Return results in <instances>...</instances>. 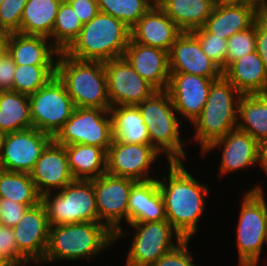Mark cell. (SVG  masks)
Returning <instances> with one entry per match:
<instances>
[{"label": "cell", "mask_w": 267, "mask_h": 266, "mask_svg": "<svg viewBox=\"0 0 267 266\" xmlns=\"http://www.w3.org/2000/svg\"><path fill=\"white\" fill-rule=\"evenodd\" d=\"M63 0H28L23 11L18 33L50 38L56 14Z\"/></svg>", "instance_id": "cell-31"}, {"label": "cell", "mask_w": 267, "mask_h": 266, "mask_svg": "<svg viewBox=\"0 0 267 266\" xmlns=\"http://www.w3.org/2000/svg\"><path fill=\"white\" fill-rule=\"evenodd\" d=\"M253 51H256V21L250 28L234 34L227 40L226 67Z\"/></svg>", "instance_id": "cell-38"}, {"label": "cell", "mask_w": 267, "mask_h": 266, "mask_svg": "<svg viewBox=\"0 0 267 266\" xmlns=\"http://www.w3.org/2000/svg\"><path fill=\"white\" fill-rule=\"evenodd\" d=\"M256 52L262 59L267 73V16L263 13L256 20Z\"/></svg>", "instance_id": "cell-44"}, {"label": "cell", "mask_w": 267, "mask_h": 266, "mask_svg": "<svg viewBox=\"0 0 267 266\" xmlns=\"http://www.w3.org/2000/svg\"><path fill=\"white\" fill-rule=\"evenodd\" d=\"M198 41L203 52L222 70L226 68L227 40L212 33L204 27L190 32Z\"/></svg>", "instance_id": "cell-37"}, {"label": "cell", "mask_w": 267, "mask_h": 266, "mask_svg": "<svg viewBox=\"0 0 267 266\" xmlns=\"http://www.w3.org/2000/svg\"><path fill=\"white\" fill-rule=\"evenodd\" d=\"M168 57L170 73H188L211 79L223 76V70L203 52L199 41L190 32H183L176 39Z\"/></svg>", "instance_id": "cell-18"}, {"label": "cell", "mask_w": 267, "mask_h": 266, "mask_svg": "<svg viewBox=\"0 0 267 266\" xmlns=\"http://www.w3.org/2000/svg\"><path fill=\"white\" fill-rule=\"evenodd\" d=\"M137 181L127 177H117L108 173L93 179L97 212L103 223L114 235L115 240L125 237L121 221L128 223V200L132 186Z\"/></svg>", "instance_id": "cell-11"}, {"label": "cell", "mask_w": 267, "mask_h": 266, "mask_svg": "<svg viewBox=\"0 0 267 266\" xmlns=\"http://www.w3.org/2000/svg\"><path fill=\"white\" fill-rule=\"evenodd\" d=\"M29 208L25 204L0 198V225L14 227Z\"/></svg>", "instance_id": "cell-42"}, {"label": "cell", "mask_w": 267, "mask_h": 266, "mask_svg": "<svg viewBox=\"0 0 267 266\" xmlns=\"http://www.w3.org/2000/svg\"><path fill=\"white\" fill-rule=\"evenodd\" d=\"M258 164L267 174V139L258 143Z\"/></svg>", "instance_id": "cell-46"}, {"label": "cell", "mask_w": 267, "mask_h": 266, "mask_svg": "<svg viewBox=\"0 0 267 266\" xmlns=\"http://www.w3.org/2000/svg\"><path fill=\"white\" fill-rule=\"evenodd\" d=\"M83 23L71 5L63 0L56 14L54 28L50 36L51 42L60 52H64L78 37Z\"/></svg>", "instance_id": "cell-34"}, {"label": "cell", "mask_w": 267, "mask_h": 266, "mask_svg": "<svg viewBox=\"0 0 267 266\" xmlns=\"http://www.w3.org/2000/svg\"><path fill=\"white\" fill-rule=\"evenodd\" d=\"M262 187L259 185H257L256 187L252 188V190L262 199V201L264 202L266 211H267V201L266 198H264V194H263V190L261 189Z\"/></svg>", "instance_id": "cell-50"}, {"label": "cell", "mask_w": 267, "mask_h": 266, "mask_svg": "<svg viewBox=\"0 0 267 266\" xmlns=\"http://www.w3.org/2000/svg\"><path fill=\"white\" fill-rule=\"evenodd\" d=\"M215 7L243 4V0H212Z\"/></svg>", "instance_id": "cell-49"}, {"label": "cell", "mask_w": 267, "mask_h": 266, "mask_svg": "<svg viewBox=\"0 0 267 266\" xmlns=\"http://www.w3.org/2000/svg\"><path fill=\"white\" fill-rule=\"evenodd\" d=\"M147 125L151 145L166 154L169 162H182L186 158L179 131L176 110L167 90H157L137 105Z\"/></svg>", "instance_id": "cell-6"}, {"label": "cell", "mask_w": 267, "mask_h": 266, "mask_svg": "<svg viewBox=\"0 0 267 266\" xmlns=\"http://www.w3.org/2000/svg\"><path fill=\"white\" fill-rule=\"evenodd\" d=\"M0 198L34 207L41 202L30 174L0 169Z\"/></svg>", "instance_id": "cell-33"}, {"label": "cell", "mask_w": 267, "mask_h": 266, "mask_svg": "<svg viewBox=\"0 0 267 266\" xmlns=\"http://www.w3.org/2000/svg\"><path fill=\"white\" fill-rule=\"evenodd\" d=\"M52 140L49 134L34 127L4 134L0 169L30 174Z\"/></svg>", "instance_id": "cell-13"}, {"label": "cell", "mask_w": 267, "mask_h": 266, "mask_svg": "<svg viewBox=\"0 0 267 266\" xmlns=\"http://www.w3.org/2000/svg\"><path fill=\"white\" fill-rule=\"evenodd\" d=\"M30 176L41 196L51 192L53 188L59 191L71 183L74 178L64 145L52 140L38 158Z\"/></svg>", "instance_id": "cell-19"}, {"label": "cell", "mask_w": 267, "mask_h": 266, "mask_svg": "<svg viewBox=\"0 0 267 266\" xmlns=\"http://www.w3.org/2000/svg\"><path fill=\"white\" fill-rule=\"evenodd\" d=\"M18 250L30 261L40 264L46 254L50 225L44 205L30 207L12 227Z\"/></svg>", "instance_id": "cell-16"}, {"label": "cell", "mask_w": 267, "mask_h": 266, "mask_svg": "<svg viewBox=\"0 0 267 266\" xmlns=\"http://www.w3.org/2000/svg\"><path fill=\"white\" fill-rule=\"evenodd\" d=\"M4 135L0 133V156H1V151H2V141H3Z\"/></svg>", "instance_id": "cell-52"}, {"label": "cell", "mask_w": 267, "mask_h": 266, "mask_svg": "<svg viewBox=\"0 0 267 266\" xmlns=\"http://www.w3.org/2000/svg\"><path fill=\"white\" fill-rule=\"evenodd\" d=\"M183 165L182 162H169L168 177L157 178V183L165 203L167 220L183 239L191 240L198 230L209 189L192 177Z\"/></svg>", "instance_id": "cell-1"}, {"label": "cell", "mask_w": 267, "mask_h": 266, "mask_svg": "<svg viewBox=\"0 0 267 266\" xmlns=\"http://www.w3.org/2000/svg\"><path fill=\"white\" fill-rule=\"evenodd\" d=\"M261 15L256 7L247 3L214 6L203 27L209 33L228 40L234 34L250 28Z\"/></svg>", "instance_id": "cell-25"}, {"label": "cell", "mask_w": 267, "mask_h": 266, "mask_svg": "<svg viewBox=\"0 0 267 266\" xmlns=\"http://www.w3.org/2000/svg\"><path fill=\"white\" fill-rule=\"evenodd\" d=\"M130 33L134 42L169 52L183 31L161 8H150L130 29Z\"/></svg>", "instance_id": "cell-22"}, {"label": "cell", "mask_w": 267, "mask_h": 266, "mask_svg": "<svg viewBox=\"0 0 267 266\" xmlns=\"http://www.w3.org/2000/svg\"><path fill=\"white\" fill-rule=\"evenodd\" d=\"M237 129L258 143L267 139V93L244 94L238 104Z\"/></svg>", "instance_id": "cell-29"}, {"label": "cell", "mask_w": 267, "mask_h": 266, "mask_svg": "<svg viewBox=\"0 0 267 266\" xmlns=\"http://www.w3.org/2000/svg\"><path fill=\"white\" fill-rule=\"evenodd\" d=\"M242 94L224 76L214 80L201 114L192 122L202 152L214 141L237 129L238 104Z\"/></svg>", "instance_id": "cell-5"}, {"label": "cell", "mask_w": 267, "mask_h": 266, "mask_svg": "<svg viewBox=\"0 0 267 266\" xmlns=\"http://www.w3.org/2000/svg\"><path fill=\"white\" fill-rule=\"evenodd\" d=\"M167 220L157 179L137 181L128 200V224Z\"/></svg>", "instance_id": "cell-23"}, {"label": "cell", "mask_w": 267, "mask_h": 266, "mask_svg": "<svg viewBox=\"0 0 267 266\" xmlns=\"http://www.w3.org/2000/svg\"><path fill=\"white\" fill-rule=\"evenodd\" d=\"M28 97L33 127L51 137L57 134L76 108L57 75Z\"/></svg>", "instance_id": "cell-9"}, {"label": "cell", "mask_w": 267, "mask_h": 266, "mask_svg": "<svg viewBox=\"0 0 267 266\" xmlns=\"http://www.w3.org/2000/svg\"><path fill=\"white\" fill-rule=\"evenodd\" d=\"M214 80L188 73H170L167 91L177 114L193 122L203 110Z\"/></svg>", "instance_id": "cell-17"}, {"label": "cell", "mask_w": 267, "mask_h": 266, "mask_svg": "<svg viewBox=\"0 0 267 266\" xmlns=\"http://www.w3.org/2000/svg\"><path fill=\"white\" fill-rule=\"evenodd\" d=\"M53 140L64 146L71 144L97 146L107 152L113 141L110 111L76 107Z\"/></svg>", "instance_id": "cell-8"}, {"label": "cell", "mask_w": 267, "mask_h": 266, "mask_svg": "<svg viewBox=\"0 0 267 266\" xmlns=\"http://www.w3.org/2000/svg\"><path fill=\"white\" fill-rule=\"evenodd\" d=\"M28 0H3L0 4V29L18 33L24 7Z\"/></svg>", "instance_id": "cell-40"}, {"label": "cell", "mask_w": 267, "mask_h": 266, "mask_svg": "<svg viewBox=\"0 0 267 266\" xmlns=\"http://www.w3.org/2000/svg\"><path fill=\"white\" fill-rule=\"evenodd\" d=\"M113 242L115 235L100 222L50 226L48 247L41 263L91 258Z\"/></svg>", "instance_id": "cell-4"}, {"label": "cell", "mask_w": 267, "mask_h": 266, "mask_svg": "<svg viewBox=\"0 0 267 266\" xmlns=\"http://www.w3.org/2000/svg\"><path fill=\"white\" fill-rule=\"evenodd\" d=\"M267 244V211L262 199L250 189L242 200L237 226L239 266H256Z\"/></svg>", "instance_id": "cell-10"}, {"label": "cell", "mask_w": 267, "mask_h": 266, "mask_svg": "<svg viewBox=\"0 0 267 266\" xmlns=\"http://www.w3.org/2000/svg\"><path fill=\"white\" fill-rule=\"evenodd\" d=\"M41 35L11 33L9 52L15 65H56L60 51Z\"/></svg>", "instance_id": "cell-26"}, {"label": "cell", "mask_w": 267, "mask_h": 266, "mask_svg": "<svg viewBox=\"0 0 267 266\" xmlns=\"http://www.w3.org/2000/svg\"><path fill=\"white\" fill-rule=\"evenodd\" d=\"M130 38V28L113 16L99 12L83 24L78 37L64 53L79 60L105 62L123 57Z\"/></svg>", "instance_id": "cell-3"}, {"label": "cell", "mask_w": 267, "mask_h": 266, "mask_svg": "<svg viewBox=\"0 0 267 266\" xmlns=\"http://www.w3.org/2000/svg\"><path fill=\"white\" fill-rule=\"evenodd\" d=\"M64 147L74 179L92 180L106 173L107 152L103 148L84 144Z\"/></svg>", "instance_id": "cell-28"}, {"label": "cell", "mask_w": 267, "mask_h": 266, "mask_svg": "<svg viewBox=\"0 0 267 266\" xmlns=\"http://www.w3.org/2000/svg\"><path fill=\"white\" fill-rule=\"evenodd\" d=\"M108 97L112 106H137L157 91L142 78L124 57L104 62Z\"/></svg>", "instance_id": "cell-14"}, {"label": "cell", "mask_w": 267, "mask_h": 266, "mask_svg": "<svg viewBox=\"0 0 267 266\" xmlns=\"http://www.w3.org/2000/svg\"><path fill=\"white\" fill-rule=\"evenodd\" d=\"M221 146L223 152L219 171L222 175L258 164V142L248 133L234 129L211 143L202 154Z\"/></svg>", "instance_id": "cell-21"}, {"label": "cell", "mask_w": 267, "mask_h": 266, "mask_svg": "<svg viewBox=\"0 0 267 266\" xmlns=\"http://www.w3.org/2000/svg\"><path fill=\"white\" fill-rule=\"evenodd\" d=\"M113 139L130 144H151L147 125L137 106H112Z\"/></svg>", "instance_id": "cell-27"}, {"label": "cell", "mask_w": 267, "mask_h": 266, "mask_svg": "<svg viewBox=\"0 0 267 266\" xmlns=\"http://www.w3.org/2000/svg\"><path fill=\"white\" fill-rule=\"evenodd\" d=\"M75 13L79 20L85 24L91 21L98 13V0H66Z\"/></svg>", "instance_id": "cell-43"}, {"label": "cell", "mask_w": 267, "mask_h": 266, "mask_svg": "<svg viewBox=\"0 0 267 266\" xmlns=\"http://www.w3.org/2000/svg\"><path fill=\"white\" fill-rule=\"evenodd\" d=\"M123 57L156 90H167L170 80L167 51L139 44L130 38Z\"/></svg>", "instance_id": "cell-20"}, {"label": "cell", "mask_w": 267, "mask_h": 266, "mask_svg": "<svg viewBox=\"0 0 267 266\" xmlns=\"http://www.w3.org/2000/svg\"><path fill=\"white\" fill-rule=\"evenodd\" d=\"M0 258L8 266L31 263L19 250L12 227L0 225Z\"/></svg>", "instance_id": "cell-39"}, {"label": "cell", "mask_w": 267, "mask_h": 266, "mask_svg": "<svg viewBox=\"0 0 267 266\" xmlns=\"http://www.w3.org/2000/svg\"><path fill=\"white\" fill-rule=\"evenodd\" d=\"M223 76L242 94H266L267 73L256 51L231 62Z\"/></svg>", "instance_id": "cell-24"}, {"label": "cell", "mask_w": 267, "mask_h": 266, "mask_svg": "<svg viewBox=\"0 0 267 266\" xmlns=\"http://www.w3.org/2000/svg\"><path fill=\"white\" fill-rule=\"evenodd\" d=\"M168 0H148L151 8H161Z\"/></svg>", "instance_id": "cell-51"}, {"label": "cell", "mask_w": 267, "mask_h": 266, "mask_svg": "<svg viewBox=\"0 0 267 266\" xmlns=\"http://www.w3.org/2000/svg\"><path fill=\"white\" fill-rule=\"evenodd\" d=\"M213 8L212 0H168L161 7L183 32L203 27Z\"/></svg>", "instance_id": "cell-30"}, {"label": "cell", "mask_w": 267, "mask_h": 266, "mask_svg": "<svg viewBox=\"0 0 267 266\" xmlns=\"http://www.w3.org/2000/svg\"><path fill=\"white\" fill-rule=\"evenodd\" d=\"M129 226L137 233L128 252L126 266H151L183 240L168 220L131 223ZM174 234L176 244L173 243Z\"/></svg>", "instance_id": "cell-12"}, {"label": "cell", "mask_w": 267, "mask_h": 266, "mask_svg": "<svg viewBox=\"0 0 267 266\" xmlns=\"http://www.w3.org/2000/svg\"><path fill=\"white\" fill-rule=\"evenodd\" d=\"M57 57L56 75L75 107L110 110L104 62L79 60L64 52Z\"/></svg>", "instance_id": "cell-2"}, {"label": "cell", "mask_w": 267, "mask_h": 266, "mask_svg": "<svg viewBox=\"0 0 267 266\" xmlns=\"http://www.w3.org/2000/svg\"><path fill=\"white\" fill-rule=\"evenodd\" d=\"M159 155L151 144H130L113 139L107 150L106 173L136 181L157 179L151 178L148 171Z\"/></svg>", "instance_id": "cell-15"}, {"label": "cell", "mask_w": 267, "mask_h": 266, "mask_svg": "<svg viewBox=\"0 0 267 266\" xmlns=\"http://www.w3.org/2000/svg\"><path fill=\"white\" fill-rule=\"evenodd\" d=\"M190 239H183L174 249L164 254L151 266H195L188 252Z\"/></svg>", "instance_id": "cell-41"}, {"label": "cell", "mask_w": 267, "mask_h": 266, "mask_svg": "<svg viewBox=\"0 0 267 266\" xmlns=\"http://www.w3.org/2000/svg\"><path fill=\"white\" fill-rule=\"evenodd\" d=\"M0 266H8V265L0 258Z\"/></svg>", "instance_id": "cell-53"}, {"label": "cell", "mask_w": 267, "mask_h": 266, "mask_svg": "<svg viewBox=\"0 0 267 266\" xmlns=\"http://www.w3.org/2000/svg\"><path fill=\"white\" fill-rule=\"evenodd\" d=\"M56 75V65H16L12 91L31 95Z\"/></svg>", "instance_id": "cell-35"}, {"label": "cell", "mask_w": 267, "mask_h": 266, "mask_svg": "<svg viewBox=\"0 0 267 266\" xmlns=\"http://www.w3.org/2000/svg\"><path fill=\"white\" fill-rule=\"evenodd\" d=\"M50 194L49 192L41 196L50 226L100 222L93 179H74L55 195Z\"/></svg>", "instance_id": "cell-7"}, {"label": "cell", "mask_w": 267, "mask_h": 266, "mask_svg": "<svg viewBox=\"0 0 267 266\" xmlns=\"http://www.w3.org/2000/svg\"><path fill=\"white\" fill-rule=\"evenodd\" d=\"M16 65L7 54L0 59V91L12 90Z\"/></svg>", "instance_id": "cell-45"}, {"label": "cell", "mask_w": 267, "mask_h": 266, "mask_svg": "<svg viewBox=\"0 0 267 266\" xmlns=\"http://www.w3.org/2000/svg\"><path fill=\"white\" fill-rule=\"evenodd\" d=\"M243 3L253 5L261 13H264L267 10V0H243Z\"/></svg>", "instance_id": "cell-48"}, {"label": "cell", "mask_w": 267, "mask_h": 266, "mask_svg": "<svg viewBox=\"0 0 267 266\" xmlns=\"http://www.w3.org/2000/svg\"><path fill=\"white\" fill-rule=\"evenodd\" d=\"M11 33L0 29V59L5 57L9 52V40Z\"/></svg>", "instance_id": "cell-47"}, {"label": "cell", "mask_w": 267, "mask_h": 266, "mask_svg": "<svg viewBox=\"0 0 267 266\" xmlns=\"http://www.w3.org/2000/svg\"><path fill=\"white\" fill-rule=\"evenodd\" d=\"M150 8L148 0H98L99 12L113 16L130 29Z\"/></svg>", "instance_id": "cell-36"}, {"label": "cell", "mask_w": 267, "mask_h": 266, "mask_svg": "<svg viewBox=\"0 0 267 266\" xmlns=\"http://www.w3.org/2000/svg\"><path fill=\"white\" fill-rule=\"evenodd\" d=\"M28 95L0 91V133L7 134L32 128Z\"/></svg>", "instance_id": "cell-32"}]
</instances>
